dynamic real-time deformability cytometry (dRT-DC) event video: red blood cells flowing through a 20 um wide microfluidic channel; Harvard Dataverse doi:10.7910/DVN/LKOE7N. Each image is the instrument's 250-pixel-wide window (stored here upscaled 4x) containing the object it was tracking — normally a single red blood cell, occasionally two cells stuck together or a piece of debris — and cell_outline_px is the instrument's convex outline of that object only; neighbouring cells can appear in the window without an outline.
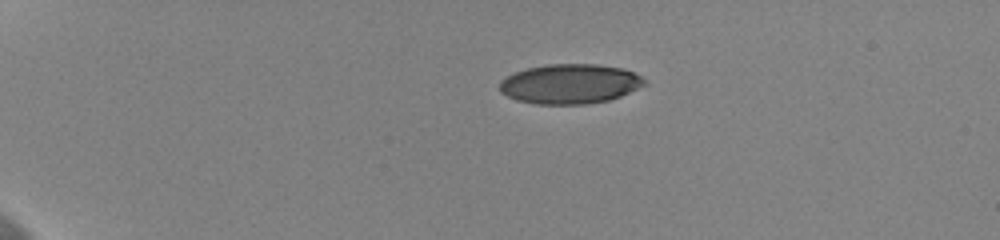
{"species": "human", "species_latin": "Homo sapiens", "temperature_condition": "cold", "stored_images_in_passage": 45, "camera_frame_rate_fps": 3000, "um_per_image_px": 0.085, "donor": {"sex": "female"}, "frame": {"image": 1, "passage_image": 1, "time_ms": 0.0, "image_size_px": [1000, 240], "cell_outline_px": [[648, 84], [620, 96], [608, 100], [584, 104], [536, 104], [516, 100], [500, 92], [500, 80], [516, 72], [528, 68], [548, 64], [596, 64], [620, 68], [632, 72], [648, 80]], "centroid_in_image_um": [48.46, 7.13], "position_along_channel_um": 36.5, "area_um2": 33.41}}
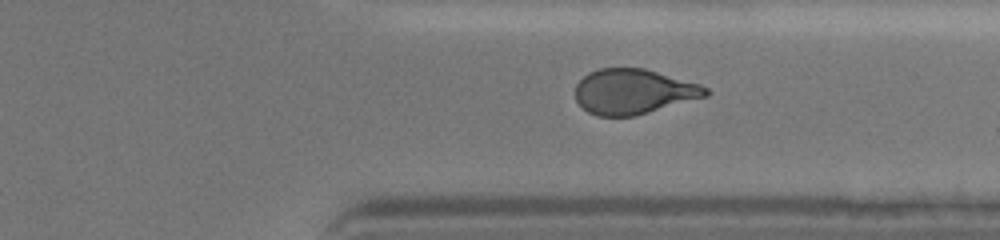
{"frame": {"image": 2, "passage_image": 34, "time_ms": 11.0, "image_size_px": [1000, 240], "cell_outline_px": [[712, 92], [708, 96], [636, 116], [596, 116], [588, 112], [576, 100], [576, 84], [588, 72], [600, 68], [644, 68], [700, 84], [708, 88]], "centroid_in_image_um": [53.87, 7.79], "position_along_channel_um": 357.5, "area_um2": 34.39}}
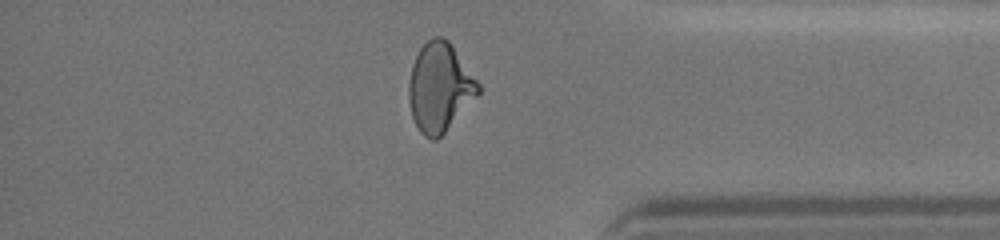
{"frame": {"image": 3, "passage_image": 38, "time_ms": 12.333, "image_size_px": [1000, 240], "cell_outline_px": [[480, 92], [444, 132], [436, 140], [432, 140], [424, 136], [420, 132], [412, 116], [408, 96], [408, 84], [412, 64], [420, 48], [432, 36], [444, 36], [452, 44], [480, 84]], "centroid_in_image_um": [37.36, 7.39], "position_along_channel_um": 397.8, "area_um2": 35.72}, "authors_computed_cell_mechanics": {"area_um2": 35.1424, "velocity_mm_per_s": 3.6469, "shape_relaxation_time_tau1_ms": 5.0704, "shape_relaxation_time_tau2_ms": 1.8265, "deformation_change_tau1": 0.1662, "deformation_change_tau2": 0.0919}}